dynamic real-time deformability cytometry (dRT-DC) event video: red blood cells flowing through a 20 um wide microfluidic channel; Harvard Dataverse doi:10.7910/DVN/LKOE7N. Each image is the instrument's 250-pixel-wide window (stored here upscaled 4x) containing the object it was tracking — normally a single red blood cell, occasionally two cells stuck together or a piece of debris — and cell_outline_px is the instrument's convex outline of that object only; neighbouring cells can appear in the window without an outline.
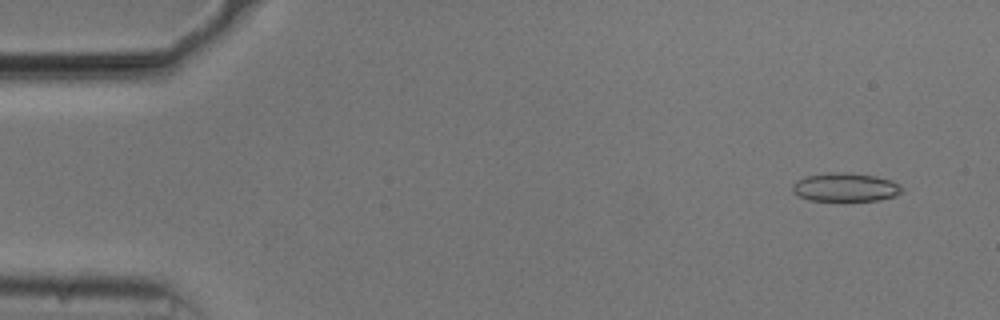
{"species": "common noctule bat (a hibernating species)", "species_latin": "Nyctalus noctula", "temperature_condition": "cold", "stored_images_in_passage": 52, "camera_frame_rate_fps": 3000, "um_per_image_px": 0.085, "animal": {"sex": "male", "body_mass_g": 20.5, "forearm_length_mm": 52.5}, "frame": {"image": 1, "passage_image": 2, "time_ms": 0.333, "image_size_px": [1000, 320], "cell_outline_px": [[904, 188], [896, 196], [880, 200], [808, 200], [792, 192], [792, 184], [796, 180], [808, 176], [832, 172], [848, 172], [876, 176], [892, 180], [900, 184]], "centroid_in_image_um": [71.88, 15.91], "position_along_channel_um": 13.1, "area_um2": 18.26}}
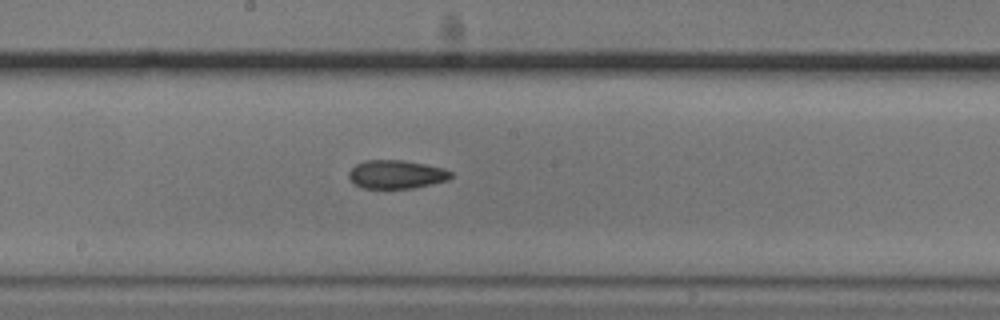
{"frame": {"image": 2, "passage_image": 27, "time_ms": 8.667, "image_size_px": [1000, 320], "cell_outline_px": [[452, 176], [448, 180], [412, 188], [364, 188], [356, 184], [348, 176], [348, 172], [356, 164], [364, 160], [404, 160], [444, 168], [452, 172]], "centroid_in_image_um": [33.69, 14.81], "position_along_channel_um": 214.5, "area_um2": 16.82}}
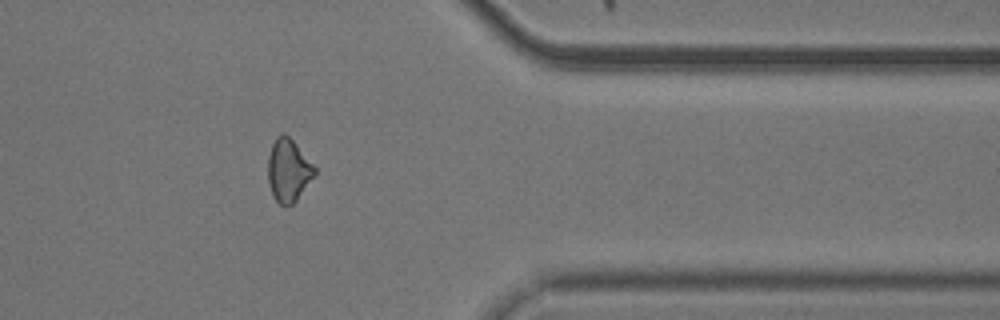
{"frame": {"image": 3, "passage_image": 42, "time_ms": 13.667, "image_size_px": [1000, 320], "cell_outline_px": [[316, 172], [296, 200], [292, 204], [284, 208], [272, 196], [268, 180], [268, 156], [272, 144], [276, 136], [280, 132], [284, 132], [296, 144], [316, 168]], "centroid_in_image_um": [24.48, 14.47], "position_along_channel_um": 386.9, "area_um2": 16.99}, "authors_computed_cell_mechanics": {"area_um2": 17.2822, "velocity_mm_per_s": 3.7521, "shape_relaxation_time_tau1_ms": null, "shape_relaxation_time_tau2_ms": 4.6446, "deformation_change_tau1": null, "deformation_change_tau2": 0.109}}